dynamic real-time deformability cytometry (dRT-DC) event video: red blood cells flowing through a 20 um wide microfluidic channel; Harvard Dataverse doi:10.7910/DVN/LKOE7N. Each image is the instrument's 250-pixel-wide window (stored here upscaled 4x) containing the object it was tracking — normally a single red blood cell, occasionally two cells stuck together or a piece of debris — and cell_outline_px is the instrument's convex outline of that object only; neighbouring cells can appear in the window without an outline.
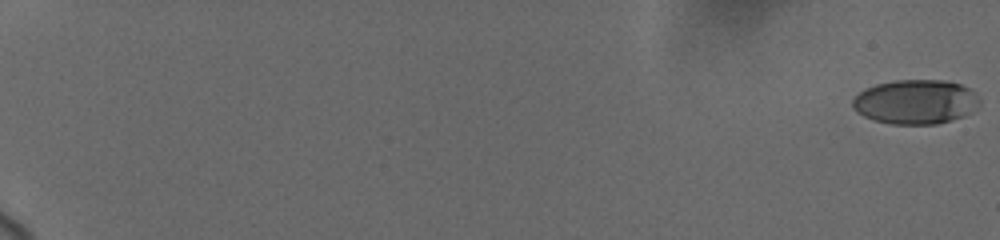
{"species": "human", "species_latin": "Homo sapiens", "temperature_condition": "cold", "stored_images_in_passage": 17, "camera_frame_rate_fps": 3000, "um_per_image_px": 0.085, "donor": {"sex": "female"}, "frame": {"image": 1, "passage_image": 1, "time_ms": 0.0, "image_size_px": [1000, 240], "cell_outline_px": [[980, 104], [972, 112], [964, 116], [952, 120], [936, 124], [892, 124], [872, 120], [856, 112], [852, 108], [852, 100], [864, 88], [876, 84], [896, 80], [948, 80], [960, 84], [968, 88], [980, 100]], "centroid_in_image_um": [77.81, 8.66], "position_along_channel_um": 7.2, "area_um2": 33.06}}